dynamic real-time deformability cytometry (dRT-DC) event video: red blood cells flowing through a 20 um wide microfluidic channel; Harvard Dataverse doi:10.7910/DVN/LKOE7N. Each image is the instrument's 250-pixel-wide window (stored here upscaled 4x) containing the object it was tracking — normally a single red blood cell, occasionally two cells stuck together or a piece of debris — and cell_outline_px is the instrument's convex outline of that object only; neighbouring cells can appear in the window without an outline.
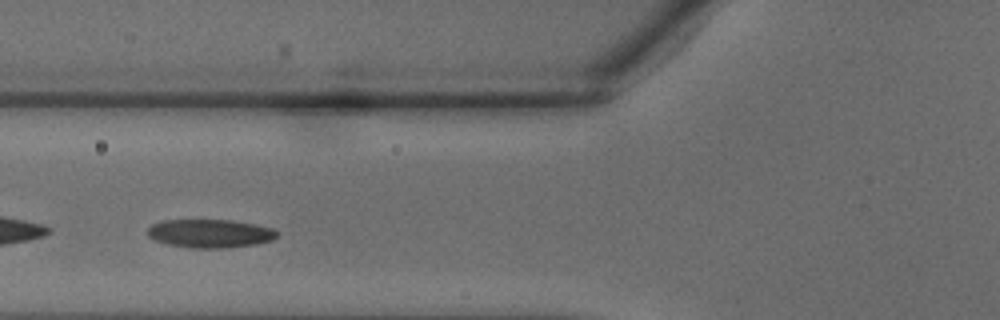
{"species": "common noctule bat (a hibernating species)", "species_latin": "Nyctalus noctula", "temperature_condition": "warm", "stored_images_in_passage": 20, "camera_frame_rate_fps": 3000, "um_per_image_px": 0.085, "animal": {"sex": "male", "body_mass_g": 18.8}, "frame": {"image": 1, "passage_image": 4, "time_ms": 1.0, "image_size_px": [1000, 320], "cell_outline_px": [[276, 236], [272, 240], [256, 244], [224, 248], [188, 248], [168, 244], [156, 240], [148, 236], [148, 228], [152, 224], [164, 220], [232, 220], [272, 228], [276, 232]], "centroid_in_image_um": [17.82, 19.85], "position_along_channel_um": 108.0, "area_um2": 21.27}}
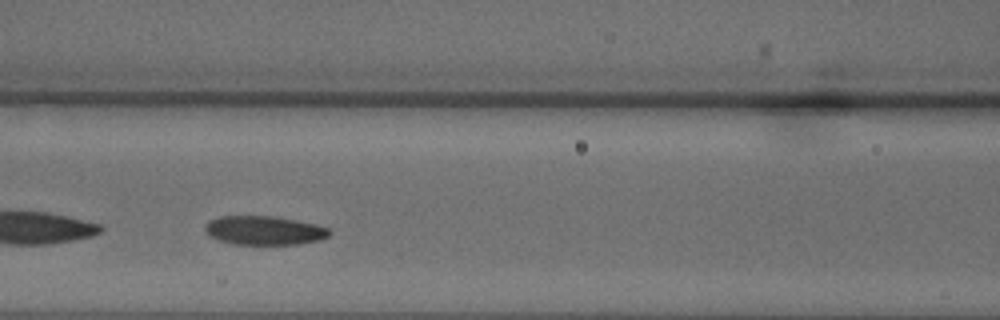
{"frame": {"image": 2, "passage_image": 6, "time_ms": 1.667, "image_size_px": [1000, 320], "cell_outline_px": [[332, 232], [328, 236], [320, 240], [296, 244], [232, 244], [208, 236], [204, 232], [204, 224], [208, 220], [216, 216], [272, 216], [316, 224], [328, 228]], "centroid_in_image_um": [22.39, 19.58], "position_along_channel_um": 144.2, "area_um2": 21.1}}
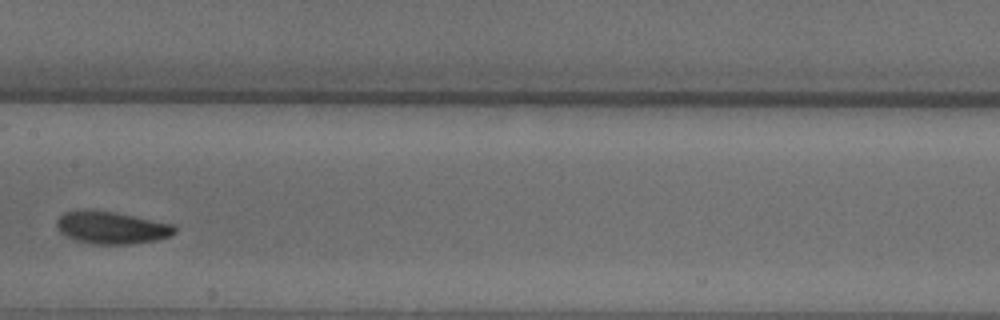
{"frame": {"image": 3, "passage_image": 9, "time_ms": 2.667, "image_size_px": [1000, 320], "cell_outline_px": [[176, 232], [172, 236], [156, 240], [132, 244], [92, 244], [76, 240], [60, 232], [56, 228], [56, 220], [64, 212], [76, 208], [116, 212], [172, 224], [176, 228]], "centroid_in_image_um": [9.45, 19.33], "position_along_channel_um": 197.9, "area_um2": 22.54}}